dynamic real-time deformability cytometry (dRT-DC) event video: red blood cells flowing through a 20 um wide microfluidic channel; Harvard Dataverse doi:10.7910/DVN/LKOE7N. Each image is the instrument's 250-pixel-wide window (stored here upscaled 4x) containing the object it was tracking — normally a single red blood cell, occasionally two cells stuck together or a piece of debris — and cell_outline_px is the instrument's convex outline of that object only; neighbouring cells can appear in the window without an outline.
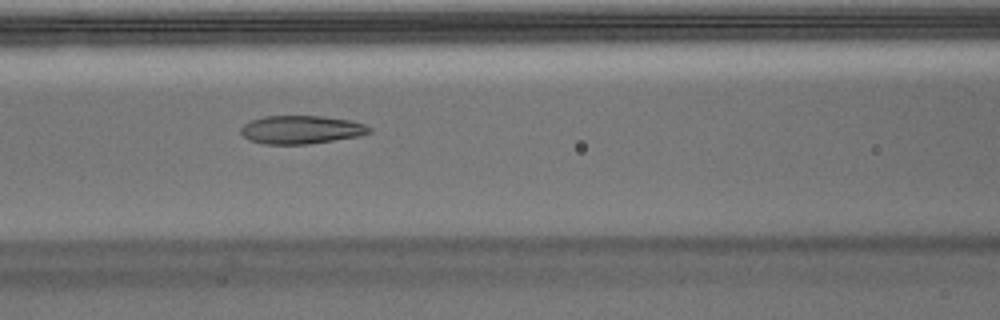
{"species": "Egyptian fruit bat (a non-hibernating species)", "species_latin": "Rousettus aegyptiacus", "temperature_condition": "warm", "stored_images_in_passage": 46, "segment_of_instrument_passage": [1, 2], "camera_frame_rate_fps": 3000, "um_per_image_px": 0.085, "animal": {"sex": "male"}, "frame": {"image": 1, "passage_image": 20, "time_ms": 6.333, "image_size_px": [1000, 320], "cell_outline_px": [[372, 132], [360, 136], [308, 144], [264, 144], [248, 140], [240, 132], [240, 128], [244, 124], [252, 120], [264, 116], [320, 116], [348, 120], [364, 124], [372, 128]], "centroid_in_image_um": [25.59, 11.03], "position_along_channel_um": 141.0, "area_um2": 21.15}}
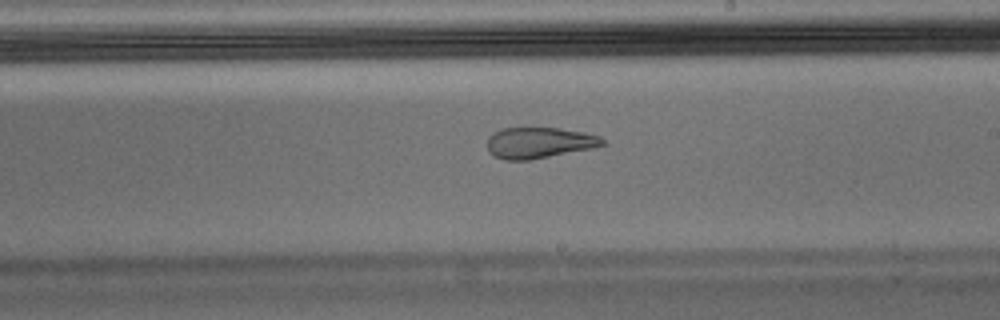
{"frame": {"image": 2, "passage_image": 27, "time_ms": 8.667, "image_size_px": [1000, 320], "cell_outline_px": [[608, 144], [592, 148], [528, 160], [504, 160], [492, 156], [488, 152], [488, 136], [492, 132], [500, 128], [560, 128], [584, 132], [600, 136]], "centroid_in_image_um": [45.8, 12.13], "position_along_channel_um": 243.2, "area_um2": 20.98}}